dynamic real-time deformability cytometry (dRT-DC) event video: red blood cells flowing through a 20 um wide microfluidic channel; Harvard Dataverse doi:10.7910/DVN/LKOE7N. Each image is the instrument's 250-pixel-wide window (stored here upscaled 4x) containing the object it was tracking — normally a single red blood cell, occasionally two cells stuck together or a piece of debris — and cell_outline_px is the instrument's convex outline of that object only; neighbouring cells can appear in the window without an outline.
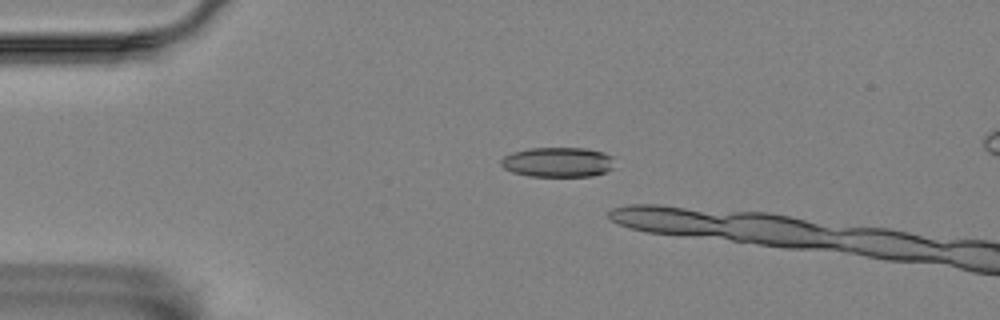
{"species": "Egyptian fruit bat (a non-hibernating species)", "species_latin": "Rousettus aegyptiacus", "temperature_condition": "room temperature", "stored_images_in_passage": 3, "camera_frame_rate_fps": 3000, "um_per_image_px": 0.085, "animal": {"sex": "female"}, "frame": {"image": 1, "passage_image": 1, "time_ms": 0.0, "image_size_px": [1000, 320], "cell_outline_px": [[612, 168], [604, 172], [592, 176], [528, 176], [512, 172], [504, 168], [500, 164], [500, 160], [504, 156], [512, 152], [528, 148], [584, 148], [604, 152], [612, 156]], "centroid_in_image_um": [47.38, 13.78], "position_along_channel_um": 37.6, "area_um2": 19.77}}